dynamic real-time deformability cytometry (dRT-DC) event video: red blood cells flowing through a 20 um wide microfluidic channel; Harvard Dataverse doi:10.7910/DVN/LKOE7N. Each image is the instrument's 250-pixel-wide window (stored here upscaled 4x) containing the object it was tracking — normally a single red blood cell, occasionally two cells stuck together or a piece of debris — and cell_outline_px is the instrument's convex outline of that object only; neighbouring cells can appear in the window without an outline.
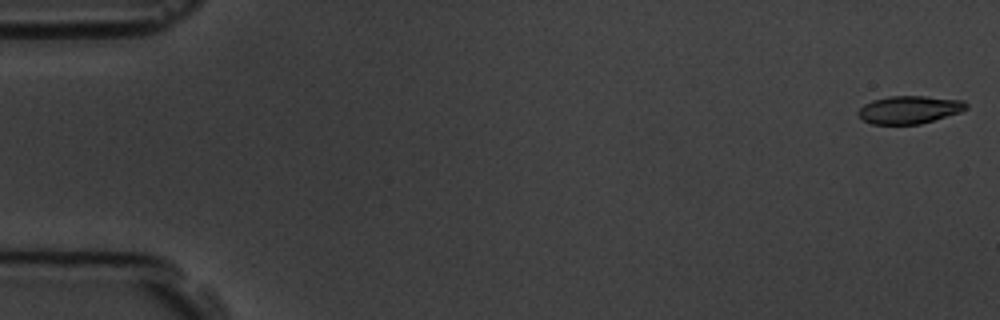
{"species": "common noctule bat (a hibernating species)", "species_latin": "Nyctalus noctula", "temperature_condition": "room temperature", "stored_images_in_passage": 6, "camera_frame_rate_fps": 3000, "um_per_image_px": 0.085, "animal": {"sex": "male", "body_mass_g": 19.5, "forearm_length_mm": 54.6}, "frame": {"image": 1, "passage_image": 1, "time_ms": 0.0, "image_size_px": [1000, 320], "cell_outline_px": [[968, 108], [960, 112], [920, 124], [872, 124], [864, 120], [856, 112], [864, 104], [872, 100], [888, 96], [924, 96], [964, 100], [968, 104]], "centroid_in_image_um": [77.3, 9.31], "position_along_channel_um": 7.7, "area_um2": 17.51}}
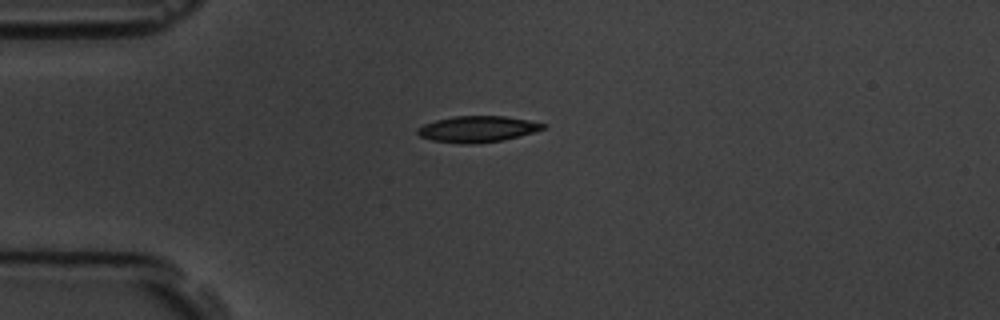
{"frame": {"image": 2, "passage_image": 4, "time_ms": 4.333, "image_size_px": [1000, 320], "cell_outline_px": [[544, 128], [532, 132], [500, 140], [472, 144], [460, 144], [432, 140], [420, 136], [416, 132], [416, 128], [424, 124], [436, 120], [456, 116], [504, 116], [528, 120], [544, 124]], "centroid_in_image_um": [40.5, 10.97], "position_along_channel_um": 44.5, "area_um2": 18.79}}
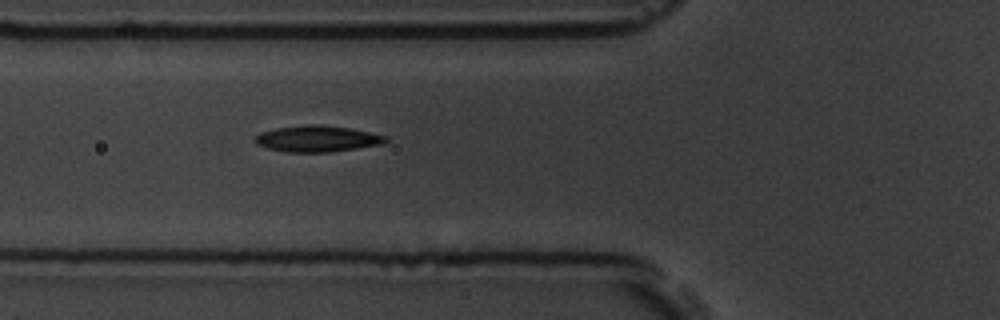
{"frame": {"image": 3, "passage_image": 6, "time_ms": 6.333, "image_size_px": [1000, 320], "cell_outline_px": [[388, 140], [384, 144], [328, 152], [288, 152], [268, 148], [256, 144], [256, 136], [260, 132], [276, 128], [304, 124], [316, 124], [352, 128], [388, 136]], "centroid_in_image_um": [27.0, 11.78], "position_along_channel_um": 98.8, "area_um2": 20.0}}